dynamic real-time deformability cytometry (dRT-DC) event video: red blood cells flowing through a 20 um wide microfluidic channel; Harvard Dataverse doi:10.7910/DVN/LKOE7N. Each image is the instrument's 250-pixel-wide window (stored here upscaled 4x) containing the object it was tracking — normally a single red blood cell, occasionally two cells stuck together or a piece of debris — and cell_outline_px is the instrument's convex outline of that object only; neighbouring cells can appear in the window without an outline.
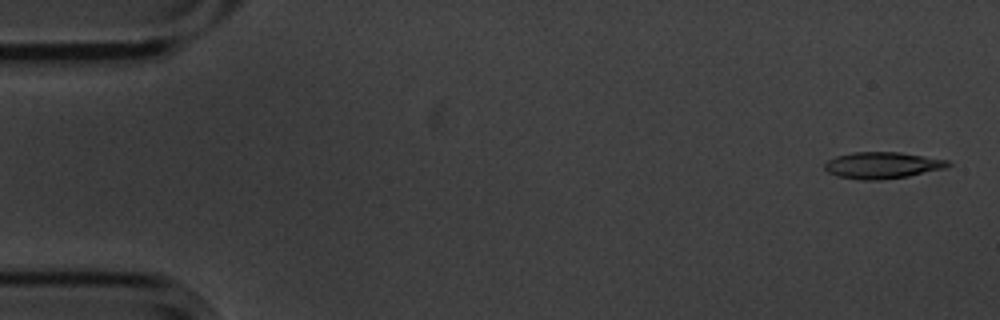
{"species": "common noctule bat (a hibernating species)", "species_latin": "Nyctalus noctula", "temperature_condition": "cold", "stored_images_in_passage": 56, "camera_frame_rate_fps": 3000, "um_per_image_px": 0.085, "animal": {"sex": "male", "body_mass_g": 20.1, "forearm_length_mm": 53.5}, "frame": {"image": 1, "passage_image": 2, "time_ms": 0.333, "image_size_px": [1000, 320], "cell_outline_px": [[952, 164], [948, 168], [908, 176], [880, 180], [860, 180], [836, 176], [828, 172], [824, 168], [824, 164], [828, 160], [836, 156], [852, 152], [900, 152], [948, 160]], "centroid_in_image_um": [75.01, 14.05], "position_along_channel_um": 10.0, "area_um2": 19.25}}
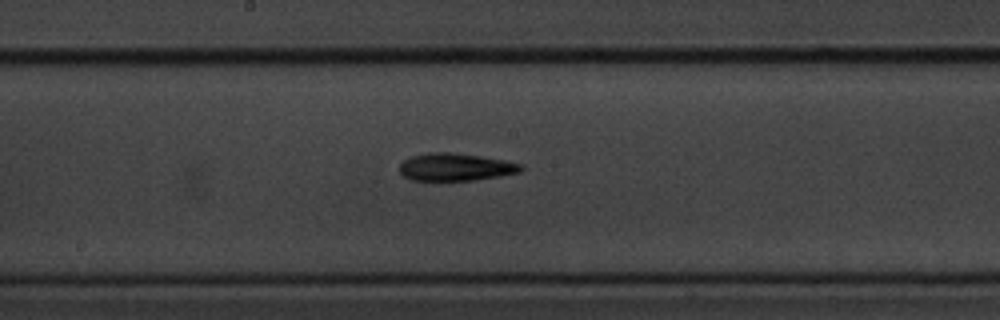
{"frame": {"image": 2, "passage_image": 29, "time_ms": 9.333, "image_size_px": [1000, 320], "cell_outline_px": [[524, 168], [520, 172], [500, 176], [476, 180], [412, 180], [404, 176], [400, 172], [400, 164], [404, 160], [412, 156], [428, 152], [452, 152], [480, 156], [504, 160], [520, 164]], "centroid_in_image_um": [38.72, 14.19], "position_along_channel_um": 209.5, "area_um2": 19.42}}
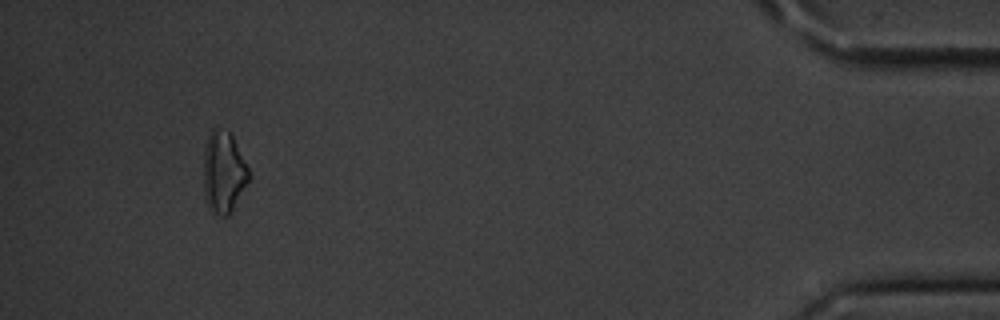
{"frame": {"image": 3, "passage_image": 52, "time_ms": 17.0, "image_size_px": [1000, 320], "cell_outline_px": [[252, 176], [228, 216], [220, 216], [208, 208], [204, 196], [204, 148], [208, 136], [212, 128], [216, 128], [228, 132], [232, 136]], "centroid_in_image_um": [19.0, 14.66], "position_along_channel_um": 416.2, "area_um2": 21.39}, "authors_computed_cell_mechanics": {"area_um2": 19.363, "velocity_mm_per_s": 3.5734, "shape_relaxation_time_tau1_ms": 2.7577, "shape_relaxation_time_tau2_ms": null, "deformation_change_tau1": 0.0939, "deformation_change_tau2": null}}